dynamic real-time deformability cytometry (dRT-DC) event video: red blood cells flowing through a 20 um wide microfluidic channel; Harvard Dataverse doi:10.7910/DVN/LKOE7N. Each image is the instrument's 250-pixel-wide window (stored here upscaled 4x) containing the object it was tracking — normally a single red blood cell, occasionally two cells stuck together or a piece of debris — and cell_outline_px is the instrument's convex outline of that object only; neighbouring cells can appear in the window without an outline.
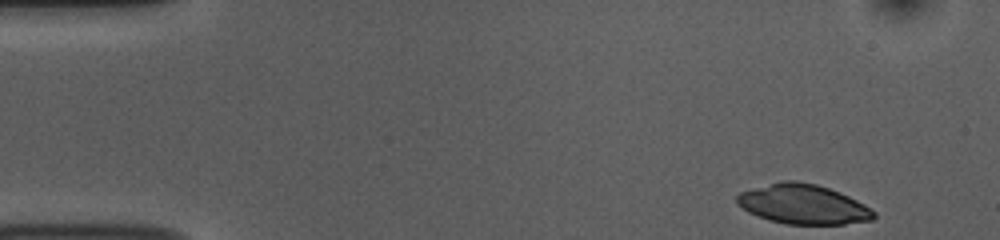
{"species": "common noctule bat (a hibernating species)", "species_latin": "Nyctalus noctula", "temperature_condition": "room temperature", "stored_images_in_passage": 49, "camera_frame_rate_fps": 3000, "um_per_image_px": 0.085, "animal": {"sex": "female", "body_mass_g": 10.0, "forearm_length_mm": 53.1}, "frame": {"image": 1, "passage_image": 1, "time_ms": 0.0, "image_size_px": [1000, 240], "cell_outline_px": [[876, 216], [872, 220], [844, 224], [788, 224], [768, 220], [748, 212], [736, 204], [736, 196], [740, 192], [780, 180], [796, 180], [816, 184], [840, 192], [864, 204], [876, 212]], "centroid_in_image_um": [68.25, 17.36], "position_along_channel_um": 16.8, "area_um2": 31.73}}